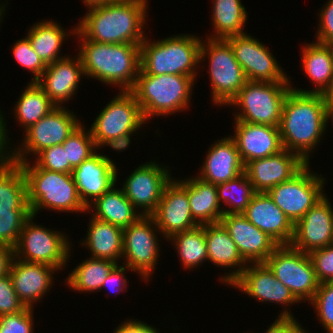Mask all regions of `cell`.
Masks as SVG:
<instances>
[{
	"label": "cell",
	"instance_id": "cell-22",
	"mask_svg": "<svg viewBox=\"0 0 333 333\" xmlns=\"http://www.w3.org/2000/svg\"><path fill=\"white\" fill-rule=\"evenodd\" d=\"M57 272L61 273L57 268L46 264L14 258L9 275L19 300L25 307L34 309L35 304L38 305L51 292L56 280L53 276H57Z\"/></svg>",
	"mask_w": 333,
	"mask_h": 333
},
{
	"label": "cell",
	"instance_id": "cell-40",
	"mask_svg": "<svg viewBox=\"0 0 333 333\" xmlns=\"http://www.w3.org/2000/svg\"><path fill=\"white\" fill-rule=\"evenodd\" d=\"M67 161L74 169L92 156L98 149L90 129L82 123L63 143Z\"/></svg>",
	"mask_w": 333,
	"mask_h": 333
},
{
	"label": "cell",
	"instance_id": "cell-43",
	"mask_svg": "<svg viewBox=\"0 0 333 333\" xmlns=\"http://www.w3.org/2000/svg\"><path fill=\"white\" fill-rule=\"evenodd\" d=\"M31 216L30 211L0 212V244L15 247L24 222Z\"/></svg>",
	"mask_w": 333,
	"mask_h": 333
},
{
	"label": "cell",
	"instance_id": "cell-28",
	"mask_svg": "<svg viewBox=\"0 0 333 333\" xmlns=\"http://www.w3.org/2000/svg\"><path fill=\"white\" fill-rule=\"evenodd\" d=\"M203 159L205 160H203L201 168H198V174L195 175L214 185L225 183L244 172V164L239 151L229 135L213 142Z\"/></svg>",
	"mask_w": 333,
	"mask_h": 333
},
{
	"label": "cell",
	"instance_id": "cell-20",
	"mask_svg": "<svg viewBox=\"0 0 333 333\" xmlns=\"http://www.w3.org/2000/svg\"><path fill=\"white\" fill-rule=\"evenodd\" d=\"M327 193L294 225L291 246L304 253L333 244V206Z\"/></svg>",
	"mask_w": 333,
	"mask_h": 333
},
{
	"label": "cell",
	"instance_id": "cell-4",
	"mask_svg": "<svg viewBox=\"0 0 333 333\" xmlns=\"http://www.w3.org/2000/svg\"><path fill=\"white\" fill-rule=\"evenodd\" d=\"M196 35L181 33L161 40H151V37L146 36L140 45V69L146 74L157 76H190L197 82L201 72L197 69H200L202 38Z\"/></svg>",
	"mask_w": 333,
	"mask_h": 333
},
{
	"label": "cell",
	"instance_id": "cell-46",
	"mask_svg": "<svg viewBox=\"0 0 333 333\" xmlns=\"http://www.w3.org/2000/svg\"><path fill=\"white\" fill-rule=\"evenodd\" d=\"M319 283L333 282V244L309 253Z\"/></svg>",
	"mask_w": 333,
	"mask_h": 333
},
{
	"label": "cell",
	"instance_id": "cell-37",
	"mask_svg": "<svg viewBox=\"0 0 333 333\" xmlns=\"http://www.w3.org/2000/svg\"><path fill=\"white\" fill-rule=\"evenodd\" d=\"M30 211L27 202V183L19 163L0 168V212Z\"/></svg>",
	"mask_w": 333,
	"mask_h": 333
},
{
	"label": "cell",
	"instance_id": "cell-42",
	"mask_svg": "<svg viewBox=\"0 0 333 333\" xmlns=\"http://www.w3.org/2000/svg\"><path fill=\"white\" fill-rule=\"evenodd\" d=\"M11 50L15 62L32 73L30 75L33 77L28 82H36L46 69V65L35 53L28 38L25 36L15 41Z\"/></svg>",
	"mask_w": 333,
	"mask_h": 333
},
{
	"label": "cell",
	"instance_id": "cell-16",
	"mask_svg": "<svg viewBox=\"0 0 333 333\" xmlns=\"http://www.w3.org/2000/svg\"><path fill=\"white\" fill-rule=\"evenodd\" d=\"M238 289L242 294L260 303H274L282 310L277 317H294L292 306L300 302L294 297L290 289L276 279L273 271L266 263H251L240 276L229 286ZM291 307V309L289 308Z\"/></svg>",
	"mask_w": 333,
	"mask_h": 333
},
{
	"label": "cell",
	"instance_id": "cell-31",
	"mask_svg": "<svg viewBox=\"0 0 333 333\" xmlns=\"http://www.w3.org/2000/svg\"><path fill=\"white\" fill-rule=\"evenodd\" d=\"M88 221L86 237L78 241L79 245L89 250L92 258L108 259L121 264L123 229L93 216Z\"/></svg>",
	"mask_w": 333,
	"mask_h": 333
},
{
	"label": "cell",
	"instance_id": "cell-25",
	"mask_svg": "<svg viewBox=\"0 0 333 333\" xmlns=\"http://www.w3.org/2000/svg\"><path fill=\"white\" fill-rule=\"evenodd\" d=\"M235 142L244 166L252 160L266 158L283 150L279 127L234 120Z\"/></svg>",
	"mask_w": 333,
	"mask_h": 333
},
{
	"label": "cell",
	"instance_id": "cell-55",
	"mask_svg": "<svg viewBox=\"0 0 333 333\" xmlns=\"http://www.w3.org/2000/svg\"><path fill=\"white\" fill-rule=\"evenodd\" d=\"M81 2H83L82 4H84L88 9L95 6L105 5L112 2V0H81Z\"/></svg>",
	"mask_w": 333,
	"mask_h": 333
},
{
	"label": "cell",
	"instance_id": "cell-54",
	"mask_svg": "<svg viewBox=\"0 0 333 333\" xmlns=\"http://www.w3.org/2000/svg\"><path fill=\"white\" fill-rule=\"evenodd\" d=\"M322 95L326 104H333V78L329 87L324 91Z\"/></svg>",
	"mask_w": 333,
	"mask_h": 333
},
{
	"label": "cell",
	"instance_id": "cell-56",
	"mask_svg": "<svg viewBox=\"0 0 333 333\" xmlns=\"http://www.w3.org/2000/svg\"><path fill=\"white\" fill-rule=\"evenodd\" d=\"M326 121H327V128L329 126L328 125L329 121H330V123H332L331 126L333 125V104H327V107H326Z\"/></svg>",
	"mask_w": 333,
	"mask_h": 333
},
{
	"label": "cell",
	"instance_id": "cell-18",
	"mask_svg": "<svg viewBox=\"0 0 333 333\" xmlns=\"http://www.w3.org/2000/svg\"><path fill=\"white\" fill-rule=\"evenodd\" d=\"M151 216L165 241L176 233L199 226L191 215L188 176L183 179L174 175L165 186L157 209Z\"/></svg>",
	"mask_w": 333,
	"mask_h": 333
},
{
	"label": "cell",
	"instance_id": "cell-48",
	"mask_svg": "<svg viewBox=\"0 0 333 333\" xmlns=\"http://www.w3.org/2000/svg\"><path fill=\"white\" fill-rule=\"evenodd\" d=\"M318 19L316 34L314 35L316 42L321 44H329L333 40V0H327L323 7L318 11Z\"/></svg>",
	"mask_w": 333,
	"mask_h": 333
},
{
	"label": "cell",
	"instance_id": "cell-3",
	"mask_svg": "<svg viewBox=\"0 0 333 333\" xmlns=\"http://www.w3.org/2000/svg\"><path fill=\"white\" fill-rule=\"evenodd\" d=\"M77 54L81 58L85 79H96L107 86L130 91L140 71V45L99 43L75 32Z\"/></svg>",
	"mask_w": 333,
	"mask_h": 333
},
{
	"label": "cell",
	"instance_id": "cell-47",
	"mask_svg": "<svg viewBox=\"0 0 333 333\" xmlns=\"http://www.w3.org/2000/svg\"><path fill=\"white\" fill-rule=\"evenodd\" d=\"M25 308L14 290L10 275L0 278V316L16 314Z\"/></svg>",
	"mask_w": 333,
	"mask_h": 333
},
{
	"label": "cell",
	"instance_id": "cell-2",
	"mask_svg": "<svg viewBox=\"0 0 333 333\" xmlns=\"http://www.w3.org/2000/svg\"><path fill=\"white\" fill-rule=\"evenodd\" d=\"M148 4V0H126L88 8L76 30L84 38L99 43L141 45L149 35L145 33Z\"/></svg>",
	"mask_w": 333,
	"mask_h": 333
},
{
	"label": "cell",
	"instance_id": "cell-5",
	"mask_svg": "<svg viewBox=\"0 0 333 333\" xmlns=\"http://www.w3.org/2000/svg\"><path fill=\"white\" fill-rule=\"evenodd\" d=\"M16 163L24 171L31 215L37 217L44 209L55 213H87L71 174L39 168L31 160Z\"/></svg>",
	"mask_w": 333,
	"mask_h": 333
},
{
	"label": "cell",
	"instance_id": "cell-23",
	"mask_svg": "<svg viewBox=\"0 0 333 333\" xmlns=\"http://www.w3.org/2000/svg\"><path fill=\"white\" fill-rule=\"evenodd\" d=\"M220 223L228 231L247 264L265 263L279 246L267 233L248 221L242 213L224 214Z\"/></svg>",
	"mask_w": 333,
	"mask_h": 333
},
{
	"label": "cell",
	"instance_id": "cell-52",
	"mask_svg": "<svg viewBox=\"0 0 333 333\" xmlns=\"http://www.w3.org/2000/svg\"><path fill=\"white\" fill-rule=\"evenodd\" d=\"M113 333H161L160 330L152 324L144 322V320H138L135 318H129L118 324L114 328Z\"/></svg>",
	"mask_w": 333,
	"mask_h": 333
},
{
	"label": "cell",
	"instance_id": "cell-50",
	"mask_svg": "<svg viewBox=\"0 0 333 333\" xmlns=\"http://www.w3.org/2000/svg\"><path fill=\"white\" fill-rule=\"evenodd\" d=\"M0 107V168L15 162L14 160V144L10 142L12 139L9 135L10 130L7 128L9 122L6 115Z\"/></svg>",
	"mask_w": 333,
	"mask_h": 333
},
{
	"label": "cell",
	"instance_id": "cell-24",
	"mask_svg": "<svg viewBox=\"0 0 333 333\" xmlns=\"http://www.w3.org/2000/svg\"><path fill=\"white\" fill-rule=\"evenodd\" d=\"M305 165L297 154L283 149L266 158L249 161L244 172L256 192L267 193L274 186L289 181Z\"/></svg>",
	"mask_w": 333,
	"mask_h": 333
},
{
	"label": "cell",
	"instance_id": "cell-51",
	"mask_svg": "<svg viewBox=\"0 0 333 333\" xmlns=\"http://www.w3.org/2000/svg\"><path fill=\"white\" fill-rule=\"evenodd\" d=\"M264 333H309L296 317H276ZM251 333V332H248ZM253 333V332H252Z\"/></svg>",
	"mask_w": 333,
	"mask_h": 333
},
{
	"label": "cell",
	"instance_id": "cell-34",
	"mask_svg": "<svg viewBox=\"0 0 333 333\" xmlns=\"http://www.w3.org/2000/svg\"><path fill=\"white\" fill-rule=\"evenodd\" d=\"M241 0H212V32L205 35L211 39H226L243 35L248 13Z\"/></svg>",
	"mask_w": 333,
	"mask_h": 333
},
{
	"label": "cell",
	"instance_id": "cell-58",
	"mask_svg": "<svg viewBox=\"0 0 333 333\" xmlns=\"http://www.w3.org/2000/svg\"><path fill=\"white\" fill-rule=\"evenodd\" d=\"M328 45L331 47L332 52H333V40Z\"/></svg>",
	"mask_w": 333,
	"mask_h": 333
},
{
	"label": "cell",
	"instance_id": "cell-6",
	"mask_svg": "<svg viewBox=\"0 0 333 333\" xmlns=\"http://www.w3.org/2000/svg\"><path fill=\"white\" fill-rule=\"evenodd\" d=\"M197 82L185 75H151L141 69L130 90L140 105L147 123L159 116H173L189 110ZM192 96V97H191Z\"/></svg>",
	"mask_w": 333,
	"mask_h": 333
},
{
	"label": "cell",
	"instance_id": "cell-44",
	"mask_svg": "<svg viewBox=\"0 0 333 333\" xmlns=\"http://www.w3.org/2000/svg\"><path fill=\"white\" fill-rule=\"evenodd\" d=\"M31 161L37 167L50 171L71 174L73 170L67 161L66 151L62 144L40 151Z\"/></svg>",
	"mask_w": 333,
	"mask_h": 333
},
{
	"label": "cell",
	"instance_id": "cell-36",
	"mask_svg": "<svg viewBox=\"0 0 333 333\" xmlns=\"http://www.w3.org/2000/svg\"><path fill=\"white\" fill-rule=\"evenodd\" d=\"M21 95L13 105V117L22 130H27L30 126L45 117L56 106L50 101L44 90L36 82H27Z\"/></svg>",
	"mask_w": 333,
	"mask_h": 333
},
{
	"label": "cell",
	"instance_id": "cell-30",
	"mask_svg": "<svg viewBox=\"0 0 333 333\" xmlns=\"http://www.w3.org/2000/svg\"><path fill=\"white\" fill-rule=\"evenodd\" d=\"M300 54L301 70L315 87L311 89L295 87L291 77H289L292 89L303 93L323 94L333 78V52L331 47L328 44L313 41L302 45Z\"/></svg>",
	"mask_w": 333,
	"mask_h": 333
},
{
	"label": "cell",
	"instance_id": "cell-21",
	"mask_svg": "<svg viewBox=\"0 0 333 333\" xmlns=\"http://www.w3.org/2000/svg\"><path fill=\"white\" fill-rule=\"evenodd\" d=\"M83 78L85 75L80 56L77 54L72 57L68 54L67 57L47 65L36 83L56 107H65V103L75 99L73 97L76 96Z\"/></svg>",
	"mask_w": 333,
	"mask_h": 333
},
{
	"label": "cell",
	"instance_id": "cell-1",
	"mask_svg": "<svg viewBox=\"0 0 333 333\" xmlns=\"http://www.w3.org/2000/svg\"><path fill=\"white\" fill-rule=\"evenodd\" d=\"M326 107L322 94L292 88L283 102L279 124L283 149L297 154L306 164L327 133Z\"/></svg>",
	"mask_w": 333,
	"mask_h": 333
},
{
	"label": "cell",
	"instance_id": "cell-32",
	"mask_svg": "<svg viewBox=\"0 0 333 333\" xmlns=\"http://www.w3.org/2000/svg\"><path fill=\"white\" fill-rule=\"evenodd\" d=\"M115 186L117 184L88 206L86 215L91 214L94 218L124 229L142 215L127 199L123 190Z\"/></svg>",
	"mask_w": 333,
	"mask_h": 333
},
{
	"label": "cell",
	"instance_id": "cell-10",
	"mask_svg": "<svg viewBox=\"0 0 333 333\" xmlns=\"http://www.w3.org/2000/svg\"><path fill=\"white\" fill-rule=\"evenodd\" d=\"M291 88V83L247 81L227 107L234 108V120L279 127L283 102Z\"/></svg>",
	"mask_w": 333,
	"mask_h": 333
},
{
	"label": "cell",
	"instance_id": "cell-49",
	"mask_svg": "<svg viewBox=\"0 0 333 333\" xmlns=\"http://www.w3.org/2000/svg\"><path fill=\"white\" fill-rule=\"evenodd\" d=\"M132 271L130 270L127 266L121 264H117L110 274L106 277L104 280L100 291L107 289L114 293V295H118L122 292H126L125 290H128L127 287L129 286V280L127 276L125 275L126 273ZM126 288V289H125ZM108 292V293H110Z\"/></svg>",
	"mask_w": 333,
	"mask_h": 333
},
{
	"label": "cell",
	"instance_id": "cell-7",
	"mask_svg": "<svg viewBox=\"0 0 333 333\" xmlns=\"http://www.w3.org/2000/svg\"><path fill=\"white\" fill-rule=\"evenodd\" d=\"M116 94L104 108L101 107L89 129L98 150L106 146L119 153L128 149L132 136L137 135L147 122L131 91Z\"/></svg>",
	"mask_w": 333,
	"mask_h": 333
},
{
	"label": "cell",
	"instance_id": "cell-45",
	"mask_svg": "<svg viewBox=\"0 0 333 333\" xmlns=\"http://www.w3.org/2000/svg\"><path fill=\"white\" fill-rule=\"evenodd\" d=\"M34 312L26 307L19 313L0 316V333H34Z\"/></svg>",
	"mask_w": 333,
	"mask_h": 333
},
{
	"label": "cell",
	"instance_id": "cell-29",
	"mask_svg": "<svg viewBox=\"0 0 333 333\" xmlns=\"http://www.w3.org/2000/svg\"><path fill=\"white\" fill-rule=\"evenodd\" d=\"M75 26H71L70 30L57 22V20L44 19L35 22L31 27L27 28L25 36L31 43V46L43 63L47 66L56 60L67 57L61 53L63 44L69 41L71 36H75Z\"/></svg>",
	"mask_w": 333,
	"mask_h": 333
},
{
	"label": "cell",
	"instance_id": "cell-11",
	"mask_svg": "<svg viewBox=\"0 0 333 333\" xmlns=\"http://www.w3.org/2000/svg\"><path fill=\"white\" fill-rule=\"evenodd\" d=\"M160 238L164 239L152 216H141L123 229L122 264L141 277L143 282L152 281L150 279L161 255Z\"/></svg>",
	"mask_w": 333,
	"mask_h": 333
},
{
	"label": "cell",
	"instance_id": "cell-14",
	"mask_svg": "<svg viewBox=\"0 0 333 333\" xmlns=\"http://www.w3.org/2000/svg\"><path fill=\"white\" fill-rule=\"evenodd\" d=\"M265 263L276 279L290 289L300 304L312 300L320 283L308 253L291 245H279Z\"/></svg>",
	"mask_w": 333,
	"mask_h": 333
},
{
	"label": "cell",
	"instance_id": "cell-15",
	"mask_svg": "<svg viewBox=\"0 0 333 333\" xmlns=\"http://www.w3.org/2000/svg\"><path fill=\"white\" fill-rule=\"evenodd\" d=\"M156 160L138 165L120 186L142 216H151L156 211L165 186L174 177L172 167Z\"/></svg>",
	"mask_w": 333,
	"mask_h": 333
},
{
	"label": "cell",
	"instance_id": "cell-17",
	"mask_svg": "<svg viewBox=\"0 0 333 333\" xmlns=\"http://www.w3.org/2000/svg\"><path fill=\"white\" fill-rule=\"evenodd\" d=\"M247 81L290 83V76L281 67L267 45L250 33L226 38Z\"/></svg>",
	"mask_w": 333,
	"mask_h": 333
},
{
	"label": "cell",
	"instance_id": "cell-26",
	"mask_svg": "<svg viewBox=\"0 0 333 333\" xmlns=\"http://www.w3.org/2000/svg\"><path fill=\"white\" fill-rule=\"evenodd\" d=\"M204 233L208 262L225 270L224 274H221L223 276L219 278V283L221 282L229 288L247 267V263L239 254L236 244L221 223L204 224ZM226 269L229 271L226 272Z\"/></svg>",
	"mask_w": 333,
	"mask_h": 333
},
{
	"label": "cell",
	"instance_id": "cell-57",
	"mask_svg": "<svg viewBox=\"0 0 333 333\" xmlns=\"http://www.w3.org/2000/svg\"><path fill=\"white\" fill-rule=\"evenodd\" d=\"M6 1V2H5ZM8 0H3V2L0 4V25L2 24L3 18L6 16V10L9 7ZM2 26H0L1 29Z\"/></svg>",
	"mask_w": 333,
	"mask_h": 333
},
{
	"label": "cell",
	"instance_id": "cell-19",
	"mask_svg": "<svg viewBox=\"0 0 333 333\" xmlns=\"http://www.w3.org/2000/svg\"><path fill=\"white\" fill-rule=\"evenodd\" d=\"M98 151L71 173L80 200L86 207L119 183L117 163L107 153Z\"/></svg>",
	"mask_w": 333,
	"mask_h": 333
},
{
	"label": "cell",
	"instance_id": "cell-41",
	"mask_svg": "<svg viewBox=\"0 0 333 333\" xmlns=\"http://www.w3.org/2000/svg\"><path fill=\"white\" fill-rule=\"evenodd\" d=\"M307 304L314 308L320 326L327 333H333V282L320 283L312 300Z\"/></svg>",
	"mask_w": 333,
	"mask_h": 333
},
{
	"label": "cell",
	"instance_id": "cell-9",
	"mask_svg": "<svg viewBox=\"0 0 333 333\" xmlns=\"http://www.w3.org/2000/svg\"><path fill=\"white\" fill-rule=\"evenodd\" d=\"M35 221L36 217L31 215L24 222L14 247V258L31 263L46 264L59 271L66 270L65 267L70 262L69 259H71L74 247L71 245L69 234L62 232V230L58 231L56 228H47Z\"/></svg>",
	"mask_w": 333,
	"mask_h": 333
},
{
	"label": "cell",
	"instance_id": "cell-12",
	"mask_svg": "<svg viewBox=\"0 0 333 333\" xmlns=\"http://www.w3.org/2000/svg\"><path fill=\"white\" fill-rule=\"evenodd\" d=\"M77 116L67 106L55 107L23 132L20 144L13 141L15 162H27L40 151L62 144L82 124Z\"/></svg>",
	"mask_w": 333,
	"mask_h": 333
},
{
	"label": "cell",
	"instance_id": "cell-39",
	"mask_svg": "<svg viewBox=\"0 0 333 333\" xmlns=\"http://www.w3.org/2000/svg\"><path fill=\"white\" fill-rule=\"evenodd\" d=\"M216 188L218 201L224 214L243 213L257 193L245 172L234 179L216 185Z\"/></svg>",
	"mask_w": 333,
	"mask_h": 333
},
{
	"label": "cell",
	"instance_id": "cell-8",
	"mask_svg": "<svg viewBox=\"0 0 333 333\" xmlns=\"http://www.w3.org/2000/svg\"><path fill=\"white\" fill-rule=\"evenodd\" d=\"M205 38L202 37L200 47V69L205 67L208 70L211 103L219 108L226 107L237 96L247 79L226 39ZM206 61L208 62L205 64H209L207 68L203 63Z\"/></svg>",
	"mask_w": 333,
	"mask_h": 333
},
{
	"label": "cell",
	"instance_id": "cell-27",
	"mask_svg": "<svg viewBox=\"0 0 333 333\" xmlns=\"http://www.w3.org/2000/svg\"><path fill=\"white\" fill-rule=\"evenodd\" d=\"M242 214L279 245L291 244L294 235V224L276 206L268 193L257 192Z\"/></svg>",
	"mask_w": 333,
	"mask_h": 333
},
{
	"label": "cell",
	"instance_id": "cell-35",
	"mask_svg": "<svg viewBox=\"0 0 333 333\" xmlns=\"http://www.w3.org/2000/svg\"><path fill=\"white\" fill-rule=\"evenodd\" d=\"M117 264L108 259L88 257L78 263L73 271L69 270L64 284L70 290L79 293L99 292L104 280Z\"/></svg>",
	"mask_w": 333,
	"mask_h": 333
},
{
	"label": "cell",
	"instance_id": "cell-38",
	"mask_svg": "<svg viewBox=\"0 0 333 333\" xmlns=\"http://www.w3.org/2000/svg\"><path fill=\"white\" fill-rule=\"evenodd\" d=\"M166 241L171 242L170 245L177 252L179 262L185 270H193L201 268L203 263L208 262L207 243L204 233V224L199 225L191 230L174 234Z\"/></svg>",
	"mask_w": 333,
	"mask_h": 333
},
{
	"label": "cell",
	"instance_id": "cell-33",
	"mask_svg": "<svg viewBox=\"0 0 333 333\" xmlns=\"http://www.w3.org/2000/svg\"><path fill=\"white\" fill-rule=\"evenodd\" d=\"M188 198L191 215L199 225L220 223L224 213L218 201L216 185L200 179L195 174L190 175Z\"/></svg>",
	"mask_w": 333,
	"mask_h": 333
},
{
	"label": "cell",
	"instance_id": "cell-53",
	"mask_svg": "<svg viewBox=\"0 0 333 333\" xmlns=\"http://www.w3.org/2000/svg\"><path fill=\"white\" fill-rule=\"evenodd\" d=\"M14 259V248L0 244V278L9 274Z\"/></svg>",
	"mask_w": 333,
	"mask_h": 333
},
{
	"label": "cell",
	"instance_id": "cell-13",
	"mask_svg": "<svg viewBox=\"0 0 333 333\" xmlns=\"http://www.w3.org/2000/svg\"><path fill=\"white\" fill-rule=\"evenodd\" d=\"M310 166L306 164L289 181L267 192L294 225L326 194L327 175L318 174Z\"/></svg>",
	"mask_w": 333,
	"mask_h": 333
}]
</instances>
